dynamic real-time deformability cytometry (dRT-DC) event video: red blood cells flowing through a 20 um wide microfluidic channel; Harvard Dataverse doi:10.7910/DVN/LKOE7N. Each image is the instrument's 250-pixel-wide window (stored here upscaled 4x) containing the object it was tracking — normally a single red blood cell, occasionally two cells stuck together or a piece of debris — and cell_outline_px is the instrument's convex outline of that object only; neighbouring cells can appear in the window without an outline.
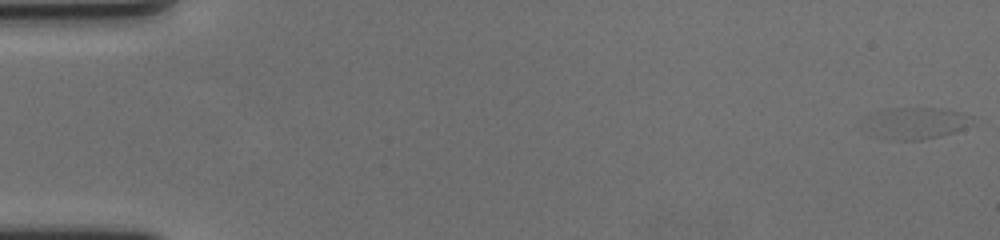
{"species": "human", "species_latin": "Homo sapiens", "temperature_condition": "cold", "stored_images_in_passage": 54, "camera_frame_rate_fps": 3000, "um_per_image_px": 0.085, "donor": {"sex": "female"}, "frame": {"image": 1, "passage_image": 1, "time_ms": 0.0, "image_size_px": [1000, 240], "cell_outline_px": [[976, 116], [972, 124], [964, 128], [952, 132], [920, 140], [888, 140], [864, 116], [872, 112], [896, 108], [940, 108], [960, 112]], "centroid_in_image_um": [78.04, 10.42], "position_along_channel_um": 7.0, "area_um2": 18.96}}
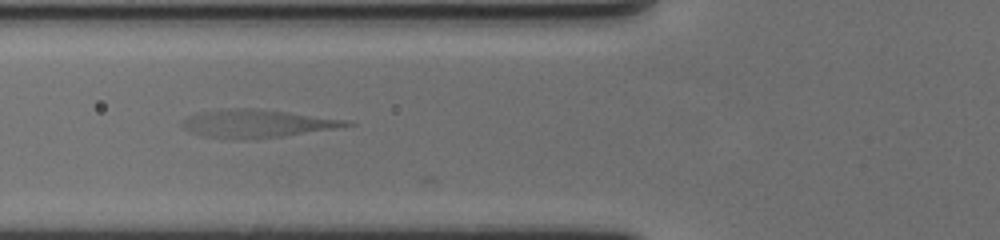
{"frame": {"image": 2, "passage_image": 24, "time_ms": 7.667, "image_size_px": [1000, 240], "cell_outline_px": [[356, 124], [284, 136], [200, 136], [184, 128], [180, 124], [188, 116], [196, 112], [228, 108], [252, 108], [288, 112], [348, 120]], "centroid_in_image_um": [21.82, 10.44], "position_along_channel_um": 104.0, "area_um2": 25.43}}
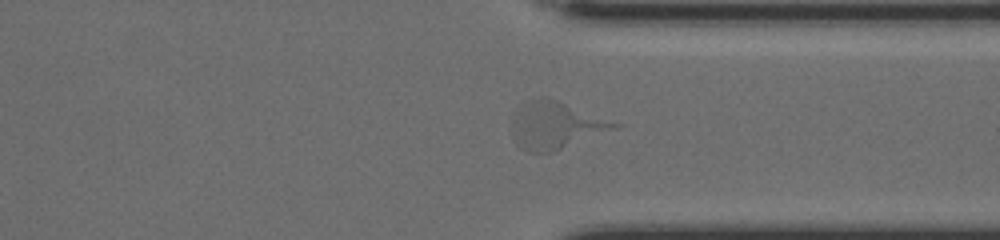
{"frame": {"image": 3, "passage_image": 46, "time_ms": 15.0, "image_size_px": [1000, 240], "cell_outline_px": [[624, 124], [620, 128], [552, 152], [528, 152], [520, 148], [516, 144], [512, 112], [516, 108], [528, 100], [540, 96], [544, 96], [556, 100]], "centroid_in_image_um": [47.27, 10.64], "position_along_channel_um": 364.1, "area_um2": 28.38}}